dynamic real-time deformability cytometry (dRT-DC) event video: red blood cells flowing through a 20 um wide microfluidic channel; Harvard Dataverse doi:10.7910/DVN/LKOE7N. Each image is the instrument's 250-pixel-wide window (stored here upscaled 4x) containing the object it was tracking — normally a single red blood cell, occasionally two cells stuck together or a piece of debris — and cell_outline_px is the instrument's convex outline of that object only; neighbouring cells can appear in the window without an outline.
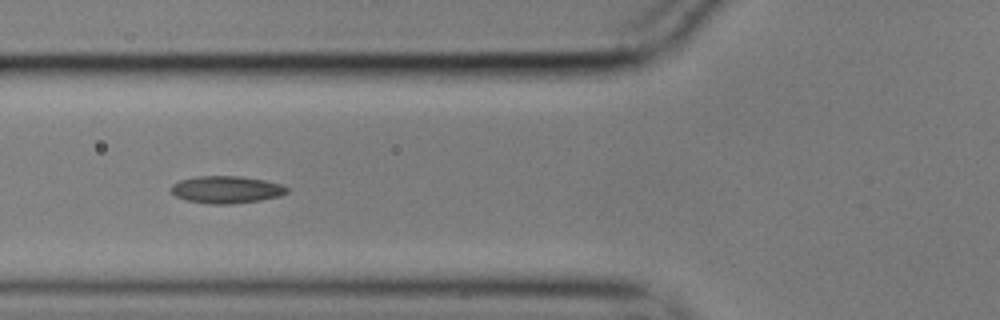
{"species": "common noctule bat (a hibernating species)", "species_latin": "Nyctalus noctula", "temperature_condition": "cold", "stored_images_in_passage": 30, "camera_frame_rate_fps": 3000, "um_per_image_px": 0.085, "animal": {"sex": "male", "body_mass_g": 17.9}, "frame": {"image": 1, "passage_image": 9, "time_ms": 2.667, "image_size_px": [1000, 320], "cell_outline_px": [[288, 192], [280, 196], [260, 200], [228, 204], [212, 204], [188, 200], [176, 196], [172, 192], [172, 184], [180, 180], [196, 176], [240, 176], [264, 180], [280, 184], [288, 188]], "centroid_in_image_um": [19.25, 16.11], "position_along_channel_um": 106.5, "area_um2": 18.21}}